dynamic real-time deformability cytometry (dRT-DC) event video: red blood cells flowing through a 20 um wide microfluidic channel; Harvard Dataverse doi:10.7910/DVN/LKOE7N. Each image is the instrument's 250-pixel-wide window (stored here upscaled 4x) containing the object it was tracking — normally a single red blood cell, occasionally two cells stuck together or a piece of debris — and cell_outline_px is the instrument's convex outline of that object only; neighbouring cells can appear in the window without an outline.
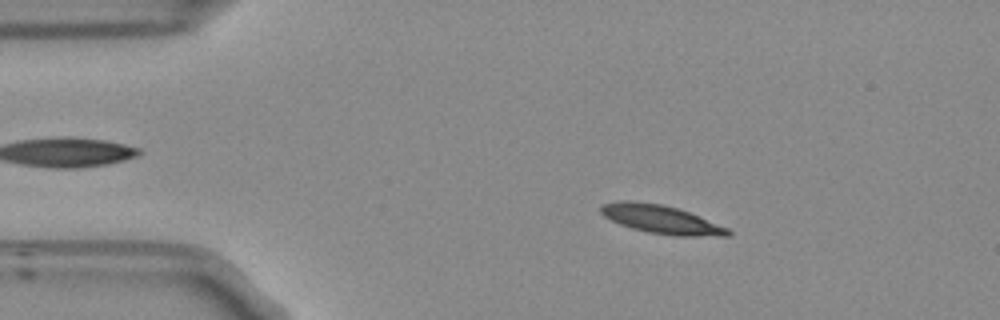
{"species": "Egyptian fruit bat (a non-hibernating species)", "species_latin": "Rousettus aegyptiacus", "temperature_condition": "room temperature", "stored_images_in_passage": 54, "camera_frame_rate_fps": 3000, "um_per_image_px": 0.085, "frame": {"image": 1, "passage_image": 9, "time_ms": 2.667, "image_size_px": [1000, 320], "cell_outline_px": [[732, 232], [728, 236], [676, 236], [648, 232], [632, 228], [620, 224], [604, 216], [600, 212], [600, 208], [604, 204], [620, 200], [632, 200], [660, 204], [680, 208], [728, 228]], "centroid_in_image_um": [56.21, 18.64], "position_along_channel_um": 28.8, "area_um2": 21.04}}
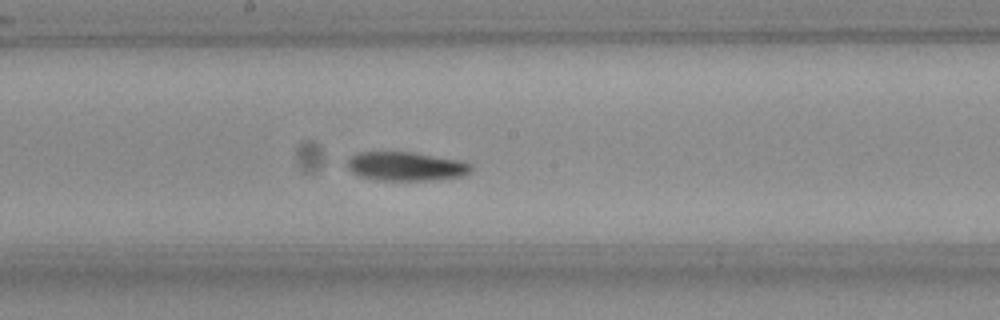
{"frame": {"image": 2, "passage_image": 28, "time_ms": 9.0, "image_size_px": [1000, 320], "cell_outline_px": [[472, 168], [464, 176], [436, 180], [380, 180], [360, 176], [352, 172], [348, 168], [348, 160], [356, 152], [412, 152], [460, 160], [472, 164]], "centroid_in_image_um": [34.53, 14.14], "position_along_channel_um": 213.7, "area_um2": 20.81}}
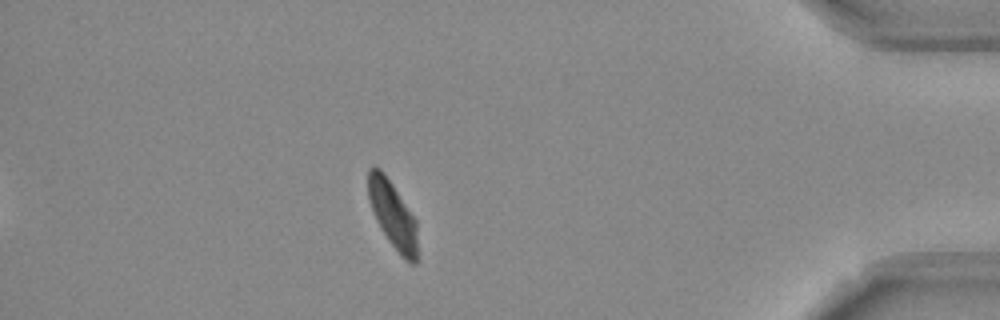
{"frame": {"image": 3, "passage_image": 47, "time_ms": 15.333, "image_size_px": [1000, 320], "cell_outline_px": [[416, 264], [412, 264], [404, 260], [388, 240], [380, 228], [376, 220], [368, 196], [368, 168], [372, 164], [380, 168], [392, 184], [416, 220]], "centroid_in_image_um": [33.35, 18.24], "position_along_channel_um": 401.8, "area_um2": 19.02}, "authors_computed_cell_mechanics": {"area_um2": 20.4901, "velocity_mm_per_s": 3.717, "shape_relaxation_time_tau1_ms": 5.4487, "shape_relaxation_time_tau2_ms": 3.9361, "deformation_change_tau1": 0.1633, "deformation_change_tau2": 0.0838}}